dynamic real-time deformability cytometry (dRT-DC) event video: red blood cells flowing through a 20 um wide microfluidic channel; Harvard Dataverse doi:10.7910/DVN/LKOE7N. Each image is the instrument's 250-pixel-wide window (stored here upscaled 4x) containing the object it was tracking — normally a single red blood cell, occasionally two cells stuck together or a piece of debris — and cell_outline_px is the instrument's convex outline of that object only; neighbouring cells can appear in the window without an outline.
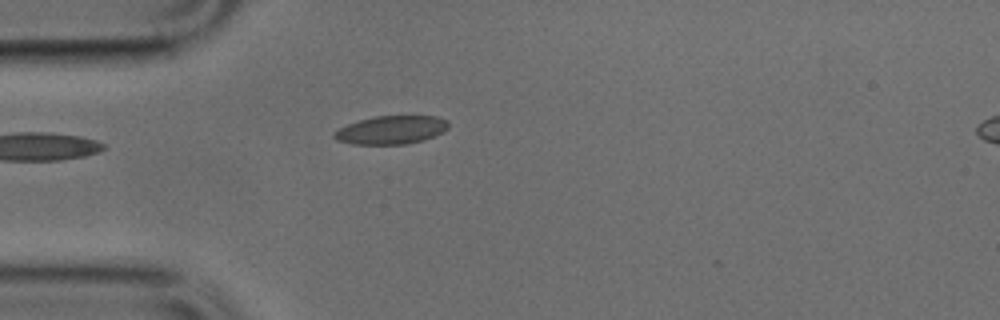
{"species": "common noctule bat (a hibernating species)", "species_latin": "Nyctalus noctula", "temperature_condition": "cold", "stored_images_in_passage": 20, "camera_frame_rate_fps": 3000, "um_per_image_px": 0.085, "animal": {"sex": "male", "body_mass_g": 17.9, "forearm_length_mm": 54.2}, "frame": {"image": 1, "passage_image": 1, "time_ms": 0.0, "image_size_px": [1000, 320], "cell_outline_px": [[448, 128], [444, 132], [424, 140], [408, 144], [352, 144], [336, 140], [332, 136], [332, 132], [348, 124], [372, 116], [436, 116], [448, 120]], "centroid_in_image_um": [33.26, 11.05], "position_along_channel_um": 51.7, "area_um2": 19.02}}
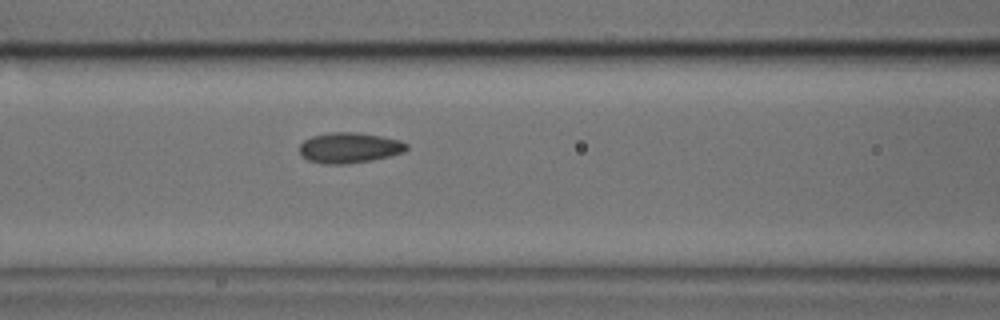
{"frame": {"image": 2, "passage_image": 8, "time_ms": 2.333, "image_size_px": [1000, 320], "cell_outline_px": [[408, 148], [404, 152], [372, 160], [348, 164], [324, 164], [308, 160], [300, 152], [300, 144], [304, 140], [312, 136], [332, 132], [360, 132], [400, 140], [408, 144]], "centroid_in_image_um": [29.71, 12.56], "position_along_channel_um": 136.9, "area_um2": 19.02}}